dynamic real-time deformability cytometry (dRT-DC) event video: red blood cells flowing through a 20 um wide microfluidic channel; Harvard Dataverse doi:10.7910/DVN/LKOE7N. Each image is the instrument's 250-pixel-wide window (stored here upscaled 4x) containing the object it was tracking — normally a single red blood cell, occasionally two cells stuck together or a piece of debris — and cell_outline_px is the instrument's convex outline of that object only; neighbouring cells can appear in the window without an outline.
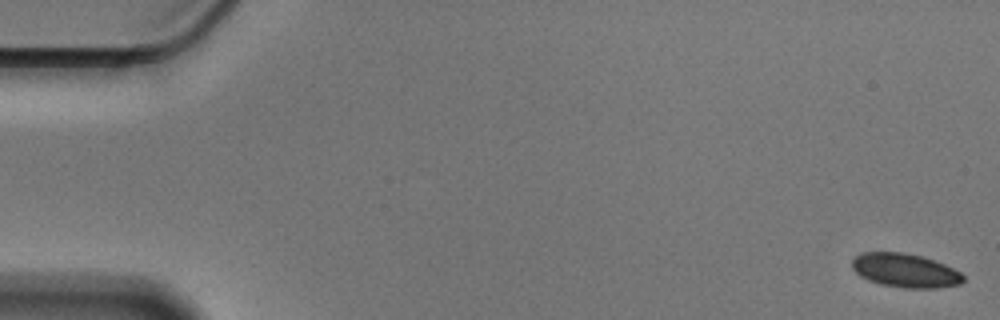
{"species": "Egyptian fruit bat (a non-hibernating species)", "species_latin": "Rousettus aegyptiacus", "temperature_condition": "cold", "stored_images_in_passage": 57, "camera_frame_rate_fps": 3000, "um_per_image_px": 0.085, "animal": {"sex": "male"}, "frame": {"image": 1, "passage_image": 1, "time_ms": 0.0, "image_size_px": [1000, 320], "cell_outline_px": [[964, 280], [960, 284], [936, 288], [904, 288], [880, 284], [856, 272], [852, 268], [852, 260], [856, 256], [864, 252], [904, 252], [920, 256], [944, 264], [960, 272], [964, 276]], "centroid_in_image_um": [76.96, 22.99], "position_along_channel_um": 8.0, "area_um2": 21.62}}
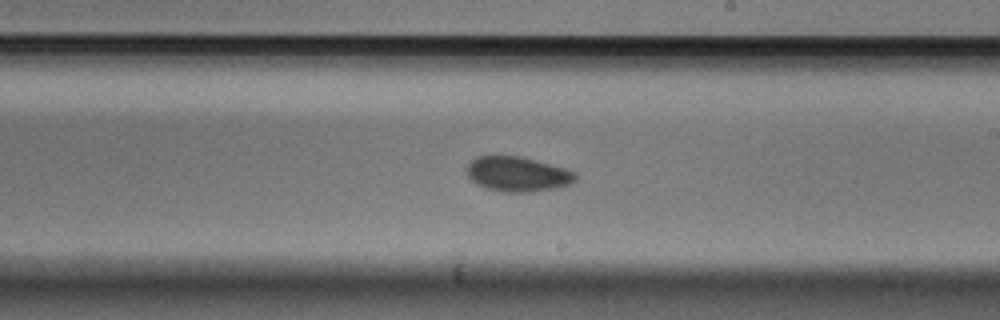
{"frame": {"image": 2, "passage_image": 33, "time_ms": 10.667, "image_size_px": [1000, 320], "cell_outline_px": [[576, 180], [572, 184], [532, 192], [504, 192], [484, 188], [476, 184], [468, 176], [468, 164], [476, 156], [520, 156], [536, 160], [564, 168], [576, 172]], "centroid_in_image_um": [44.0, 14.8], "position_along_channel_um": 245.0, "area_um2": 22.02}}
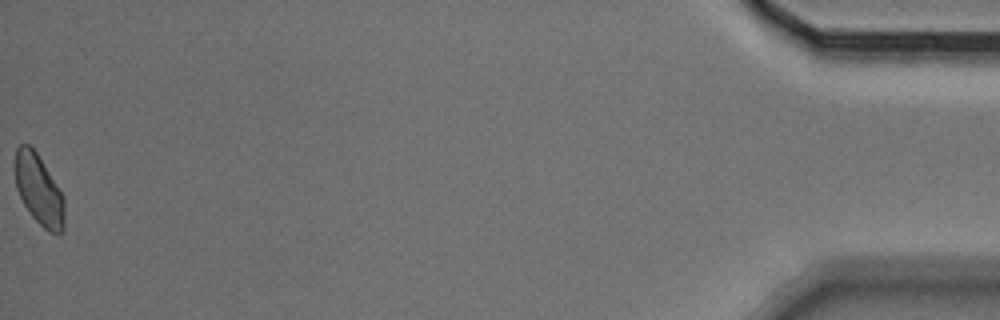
{"frame": {"image": 3, "passage_image": 57, "time_ms": 18.667, "image_size_px": [1000, 320], "cell_outline_px": [[64, 232], [48, 232], [32, 216], [24, 204], [16, 188], [16, 148], [20, 144], [28, 144], [36, 152], [64, 196]], "centroid_in_image_um": [3.32, 16.15], "position_along_channel_um": 431.9, "area_um2": 19.88}, "authors_computed_cell_mechanics": {"area_um2": 21.7328, "velocity_mm_per_s": 3.536, "shape_relaxation_time_tau1_ms": 4.9304, "shape_relaxation_time_tau2_ms": 2.691, "deformation_change_tau1": 0.0729, "deformation_change_tau2": 0.0589}}